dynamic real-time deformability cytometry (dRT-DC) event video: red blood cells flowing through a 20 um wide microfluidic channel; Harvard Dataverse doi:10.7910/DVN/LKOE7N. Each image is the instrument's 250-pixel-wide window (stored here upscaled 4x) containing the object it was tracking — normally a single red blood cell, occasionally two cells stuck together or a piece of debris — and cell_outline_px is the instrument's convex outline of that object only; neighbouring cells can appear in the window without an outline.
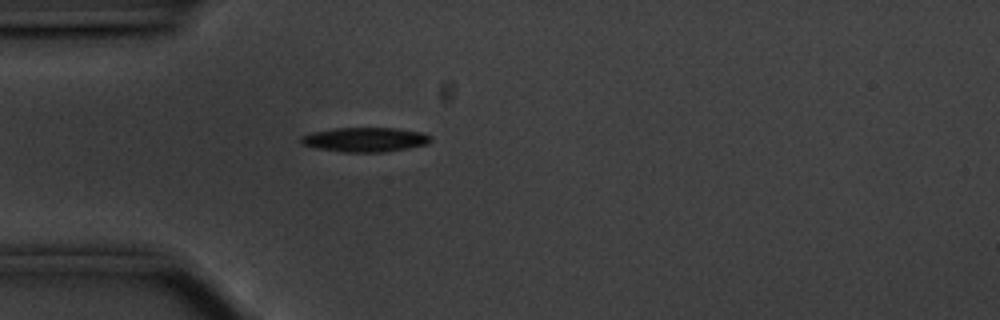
{"species": "common noctule bat (a hibernating species)", "species_latin": "Nyctalus noctula", "temperature_condition": "cold", "stored_images_in_passage": 41, "camera_frame_rate_fps": 3000, "um_per_image_px": 0.085, "animal": {"sex": "male", "body_mass_g": 20.1, "forearm_length_mm": 53.5}, "frame": {"image": 1, "passage_image": 1, "time_ms": 0.0, "image_size_px": [1000, 320], "cell_outline_px": [[432, 140], [428, 144], [408, 148], [384, 152], [344, 152], [316, 148], [300, 144], [300, 136], [308, 132], [336, 128], [396, 128], [424, 132], [432, 136]], "centroid_in_image_um": [31.02, 11.86], "position_along_channel_um": 54.0, "area_um2": 18.79}}
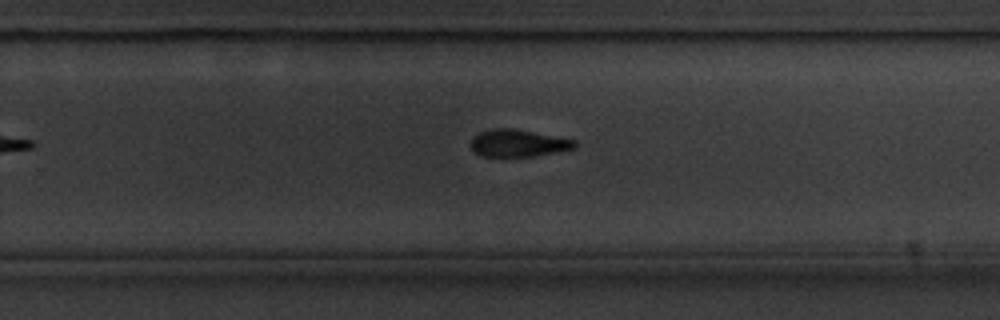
{"frame": {"image": 2, "passage_image": 21, "time_ms": 6.667, "image_size_px": [1000, 320], "cell_outline_px": [[576, 148], [556, 152], [532, 156], [480, 156], [472, 148], [472, 136], [480, 132], [496, 128], [512, 128], [576, 140]], "centroid_in_image_um": [44.05, 12.16], "position_along_channel_um": 285.8, "area_um2": 16.24}}
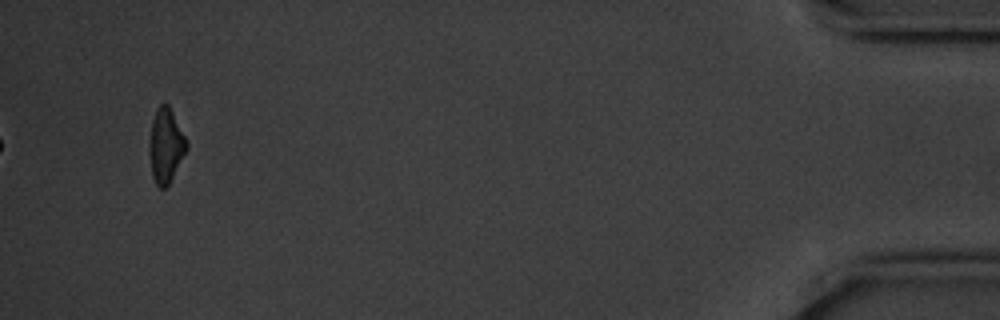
{"frame": {"image": 3, "passage_image": 39, "time_ms": 12.667, "image_size_px": [1000, 320], "cell_outline_px": [[188, 148], [168, 184], [164, 188], [160, 188], [156, 184], [152, 176], [148, 144], [152, 120], [156, 108], [160, 104], [168, 104], [188, 144]], "centroid_in_image_um": [14.06, 12.37], "position_along_channel_um": 421.1, "area_um2": 15.9}, "authors_computed_cell_mechanics": {"area_um2": 17.2822, "velocity_mm_per_s": 3.5624, "shape_relaxation_time_tau1_ms": 3.7308, "shape_relaxation_time_tau2_ms": null, "deformation_change_tau1": 0.1295, "deformation_change_tau2": null}}